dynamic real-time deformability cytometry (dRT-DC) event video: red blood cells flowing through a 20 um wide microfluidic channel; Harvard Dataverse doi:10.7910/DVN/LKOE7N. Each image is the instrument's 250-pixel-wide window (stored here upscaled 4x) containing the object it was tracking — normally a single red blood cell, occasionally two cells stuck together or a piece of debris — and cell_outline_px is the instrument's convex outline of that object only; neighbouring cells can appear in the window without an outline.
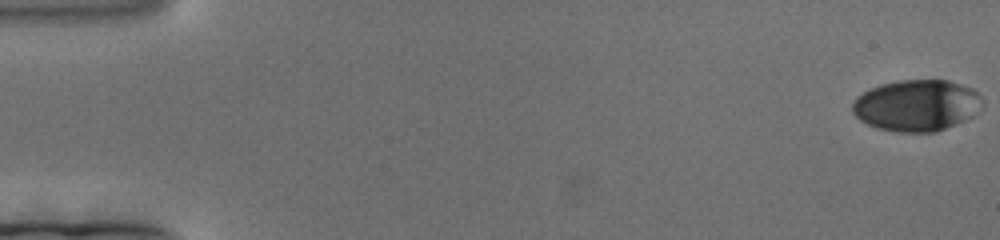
{"species": "human", "species_latin": "Homo sapiens", "temperature_condition": "cold", "stored_images_in_passage": 185, "camera_frame_rate_fps": 3000, "um_per_image_px": 0.085, "donor": {"sex": "female"}, "frame": {"image": 1, "passage_image": 1, "time_ms": 0.0, "image_size_px": [1000, 240], "cell_outline_px": [[984, 108], [972, 116], [964, 120], [936, 132], [896, 132], [876, 128], [860, 120], [852, 112], [852, 104], [856, 96], [880, 84], [900, 80], [948, 80], [972, 88], [984, 100]], "centroid_in_image_um": [77.94, 8.96], "position_along_channel_um": 7.1, "area_um2": 39.19}}
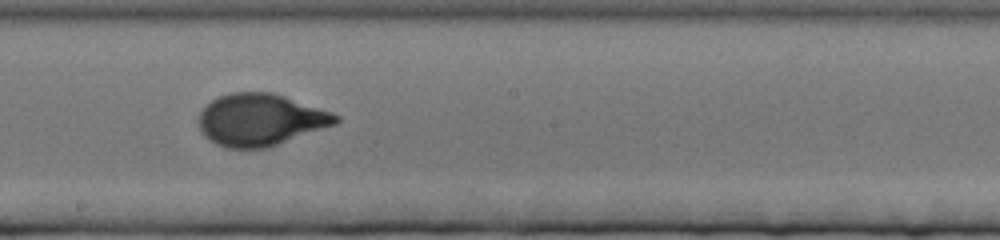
{"frame": {"image": 2, "passage_image": 104, "time_ms": 34.333, "image_size_px": [1000, 240], "cell_outline_px": [[340, 120], [336, 124], [268, 148], [224, 148], [208, 140], [204, 136], [200, 128], [200, 112], [212, 100], [220, 96], [232, 92], [272, 92], [332, 112], [340, 116]], "centroid_in_image_um": [22.15, 10.19], "position_along_channel_um": 226.1, "area_um2": 41.44}}
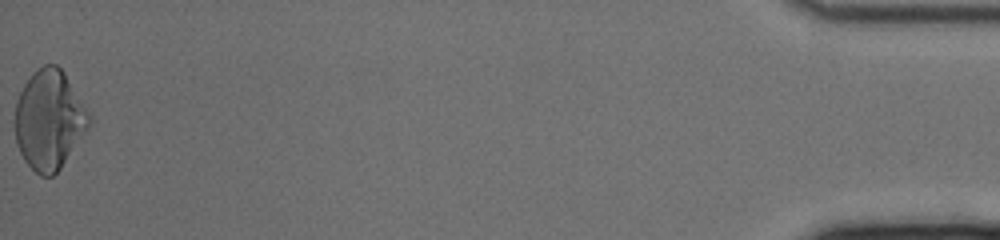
{"frame": {"image": 3, "passage_image": 185, "time_ms": 61.333, "image_size_px": [1000, 240], "cell_outline_px": [[92, 124], [60, 168], [52, 176], [40, 176], [24, 160], [20, 152], [16, 140], [16, 100], [24, 84], [32, 72], [44, 64], [56, 64], [64, 72], [92, 116]], "centroid_in_image_um": [4.21, 10.17], "position_along_channel_um": 431.0, "area_um2": 42.89}}